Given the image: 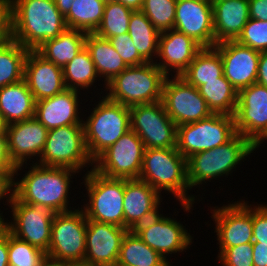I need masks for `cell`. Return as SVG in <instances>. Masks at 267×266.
<instances>
[{"label":"cell","instance_id":"cell-49","mask_svg":"<svg viewBox=\"0 0 267 266\" xmlns=\"http://www.w3.org/2000/svg\"><path fill=\"white\" fill-rule=\"evenodd\" d=\"M0 266H9L8 262V235L0 240Z\"/></svg>","mask_w":267,"mask_h":266},{"label":"cell","instance_id":"cell-32","mask_svg":"<svg viewBox=\"0 0 267 266\" xmlns=\"http://www.w3.org/2000/svg\"><path fill=\"white\" fill-rule=\"evenodd\" d=\"M198 90L212 113L235 115L238 91L225 78L224 74L218 80L204 81Z\"/></svg>","mask_w":267,"mask_h":266},{"label":"cell","instance_id":"cell-40","mask_svg":"<svg viewBox=\"0 0 267 266\" xmlns=\"http://www.w3.org/2000/svg\"><path fill=\"white\" fill-rule=\"evenodd\" d=\"M236 41L259 52L267 51V21L250 18Z\"/></svg>","mask_w":267,"mask_h":266},{"label":"cell","instance_id":"cell-23","mask_svg":"<svg viewBox=\"0 0 267 266\" xmlns=\"http://www.w3.org/2000/svg\"><path fill=\"white\" fill-rule=\"evenodd\" d=\"M161 193L147 182L139 179H125L124 191V228L133 230L159 214Z\"/></svg>","mask_w":267,"mask_h":266},{"label":"cell","instance_id":"cell-8","mask_svg":"<svg viewBox=\"0 0 267 266\" xmlns=\"http://www.w3.org/2000/svg\"><path fill=\"white\" fill-rule=\"evenodd\" d=\"M86 230L87 218L82 208L55 213L46 256L67 266L82 265L86 252Z\"/></svg>","mask_w":267,"mask_h":266},{"label":"cell","instance_id":"cell-42","mask_svg":"<svg viewBox=\"0 0 267 266\" xmlns=\"http://www.w3.org/2000/svg\"><path fill=\"white\" fill-rule=\"evenodd\" d=\"M108 40L128 67L147 63L139 55L128 33L108 38Z\"/></svg>","mask_w":267,"mask_h":266},{"label":"cell","instance_id":"cell-31","mask_svg":"<svg viewBox=\"0 0 267 266\" xmlns=\"http://www.w3.org/2000/svg\"><path fill=\"white\" fill-rule=\"evenodd\" d=\"M128 34L139 55L152 63V57L157 58L160 32L153 26L141 10H134L129 21Z\"/></svg>","mask_w":267,"mask_h":266},{"label":"cell","instance_id":"cell-36","mask_svg":"<svg viewBox=\"0 0 267 266\" xmlns=\"http://www.w3.org/2000/svg\"><path fill=\"white\" fill-rule=\"evenodd\" d=\"M97 77L99 75L86 47L63 67L66 89L78 91L86 88L88 90Z\"/></svg>","mask_w":267,"mask_h":266},{"label":"cell","instance_id":"cell-9","mask_svg":"<svg viewBox=\"0 0 267 266\" xmlns=\"http://www.w3.org/2000/svg\"><path fill=\"white\" fill-rule=\"evenodd\" d=\"M36 164L46 167H67L79 172L94 164L88 154L83 125H67L48 131L46 143Z\"/></svg>","mask_w":267,"mask_h":266},{"label":"cell","instance_id":"cell-34","mask_svg":"<svg viewBox=\"0 0 267 266\" xmlns=\"http://www.w3.org/2000/svg\"><path fill=\"white\" fill-rule=\"evenodd\" d=\"M29 49L8 39L0 43V88L24 79V64Z\"/></svg>","mask_w":267,"mask_h":266},{"label":"cell","instance_id":"cell-18","mask_svg":"<svg viewBox=\"0 0 267 266\" xmlns=\"http://www.w3.org/2000/svg\"><path fill=\"white\" fill-rule=\"evenodd\" d=\"M215 208L211 213L216 224L219 247H233L253 242L251 204L249 206L242 200Z\"/></svg>","mask_w":267,"mask_h":266},{"label":"cell","instance_id":"cell-52","mask_svg":"<svg viewBox=\"0 0 267 266\" xmlns=\"http://www.w3.org/2000/svg\"><path fill=\"white\" fill-rule=\"evenodd\" d=\"M116 1L122 3L123 5L133 10H141L144 3V0H116Z\"/></svg>","mask_w":267,"mask_h":266},{"label":"cell","instance_id":"cell-21","mask_svg":"<svg viewBox=\"0 0 267 266\" xmlns=\"http://www.w3.org/2000/svg\"><path fill=\"white\" fill-rule=\"evenodd\" d=\"M48 131L35 117L6 125L8 154L16 166L15 176L27 159L41 156Z\"/></svg>","mask_w":267,"mask_h":266},{"label":"cell","instance_id":"cell-24","mask_svg":"<svg viewBox=\"0 0 267 266\" xmlns=\"http://www.w3.org/2000/svg\"><path fill=\"white\" fill-rule=\"evenodd\" d=\"M203 47L193 38L175 29L160 33L158 55L162 62L155 64L167 75L174 69L180 76ZM170 70V71H169Z\"/></svg>","mask_w":267,"mask_h":266},{"label":"cell","instance_id":"cell-2","mask_svg":"<svg viewBox=\"0 0 267 266\" xmlns=\"http://www.w3.org/2000/svg\"><path fill=\"white\" fill-rule=\"evenodd\" d=\"M25 172L20 181L11 182V192L24 203L51 209L54 213L71 211L68 208V192L72 174L76 170L67 167H46L36 163Z\"/></svg>","mask_w":267,"mask_h":266},{"label":"cell","instance_id":"cell-28","mask_svg":"<svg viewBox=\"0 0 267 266\" xmlns=\"http://www.w3.org/2000/svg\"><path fill=\"white\" fill-rule=\"evenodd\" d=\"M86 36L84 31L66 28L59 36L46 40L36 51L63 68L85 47Z\"/></svg>","mask_w":267,"mask_h":266},{"label":"cell","instance_id":"cell-7","mask_svg":"<svg viewBox=\"0 0 267 266\" xmlns=\"http://www.w3.org/2000/svg\"><path fill=\"white\" fill-rule=\"evenodd\" d=\"M89 203L83 207L87 220L124 227L125 178H109L91 168L84 177Z\"/></svg>","mask_w":267,"mask_h":266},{"label":"cell","instance_id":"cell-15","mask_svg":"<svg viewBox=\"0 0 267 266\" xmlns=\"http://www.w3.org/2000/svg\"><path fill=\"white\" fill-rule=\"evenodd\" d=\"M184 227L175 219L158 214L137 225L133 231L144 243L166 259L165 255L187 250L192 243V236Z\"/></svg>","mask_w":267,"mask_h":266},{"label":"cell","instance_id":"cell-16","mask_svg":"<svg viewBox=\"0 0 267 266\" xmlns=\"http://www.w3.org/2000/svg\"><path fill=\"white\" fill-rule=\"evenodd\" d=\"M128 229L87 220L83 266H116L121 243Z\"/></svg>","mask_w":267,"mask_h":266},{"label":"cell","instance_id":"cell-39","mask_svg":"<svg viewBox=\"0 0 267 266\" xmlns=\"http://www.w3.org/2000/svg\"><path fill=\"white\" fill-rule=\"evenodd\" d=\"M45 257L43 250L8 234L9 266H38Z\"/></svg>","mask_w":267,"mask_h":266},{"label":"cell","instance_id":"cell-46","mask_svg":"<svg viewBox=\"0 0 267 266\" xmlns=\"http://www.w3.org/2000/svg\"><path fill=\"white\" fill-rule=\"evenodd\" d=\"M248 3L251 19L267 21V0H248Z\"/></svg>","mask_w":267,"mask_h":266},{"label":"cell","instance_id":"cell-22","mask_svg":"<svg viewBox=\"0 0 267 266\" xmlns=\"http://www.w3.org/2000/svg\"><path fill=\"white\" fill-rule=\"evenodd\" d=\"M24 80L35 101L63 92V68L47 61L36 50H29L24 64Z\"/></svg>","mask_w":267,"mask_h":266},{"label":"cell","instance_id":"cell-35","mask_svg":"<svg viewBox=\"0 0 267 266\" xmlns=\"http://www.w3.org/2000/svg\"><path fill=\"white\" fill-rule=\"evenodd\" d=\"M105 5L102 0H74L64 17L67 28L94 33L102 21Z\"/></svg>","mask_w":267,"mask_h":266},{"label":"cell","instance_id":"cell-1","mask_svg":"<svg viewBox=\"0 0 267 266\" xmlns=\"http://www.w3.org/2000/svg\"><path fill=\"white\" fill-rule=\"evenodd\" d=\"M10 16L11 38L29 50L67 28L54 0H10Z\"/></svg>","mask_w":267,"mask_h":266},{"label":"cell","instance_id":"cell-30","mask_svg":"<svg viewBox=\"0 0 267 266\" xmlns=\"http://www.w3.org/2000/svg\"><path fill=\"white\" fill-rule=\"evenodd\" d=\"M223 74L219 51L215 47H203L180 77L198 88L204 81L218 80Z\"/></svg>","mask_w":267,"mask_h":266},{"label":"cell","instance_id":"cell-11","mask_svg":"<svg viewBox=\"0 0 267 266\" xmlns=\"http://www.w3.org/2000/svg\"><path fill=\"white\" fill-rule=\"evenodd\" d=\"M129 108L130 129L142 140L145 149L176 147L177 126L162 101Z\"/></svg>","mask_w":267,"mask_h":266},{"label":"cell","instance_id":"cell-51","mask_svg":"<svg viewBox=\"0 0 267 266\" xmlns=\"http://www.w3.org/2000/svg\"><path fill=\"white\" fill-rule=\"evenodd\" d=\"M54 1L58 10L65 17L69 13L74 0H54Z\"/></svg>","mask_w":267,"mask_h":266},{"label":"cell","instance_id":"cell-56","mask_svg":"<svg viewBox=\"0 0 267 266\" xmlns=\"http://www.w3.org/2000/svg\"><path fill=\"white\" fill-rule=\"evenodd\" d=\"M0 135H6V124L4 120H0Z\"/></svg>","mask_w":267,"mask_h":266},{"label":"cell","instance_id":"cell-38","mask_svg":"<svg viewBox=\"0 0 267 266\" xmlns=\"http://www.w3.org/2000/svg\"><path fill=\"white\" fill-rule=\"evenodd\" d=\"M177 0H144L141 11L161 33L173 29Z\"/></svg>","mask_w":267,"mask_h":266},{"label":"cell","instance_id":"cell-37","mask_svg":"<svg viewBox=\"0 0 267 266\" xmlns=\"http://www.w3.org/2000/svg\"><path fill=\"white\" fill-rule=\"evenodd\" d=\"M133 11V9L117 1L107 3L102 21L94 33L106 39L128 33Z\"/></svg>","mask_w":267,"mask_h":266},{"label":"cell","instance_id":"cell-3","mask_svg":"<svg viewBox=\"0 0 267 266\" xmlns=\"http://www.w3.org/2000/svg\"><path fill=\"white\" fill-rule=\"evenodd\" d=\"M138 179L147 182L159 193L162 190L172 193L185 211L193 207L195 196H187L190 189L187 159L176 147L145 149Z\"/></svg>","mask_w":267,"mask_h":266},{"label":"cell","instance_id":"cell-20","mask_svg":"<svg viewBox=\"0 0 267 266\" xmlns=\"http://www.w3.org/2000/svg\"><path fill=\"white\" fill-rule=\"evenodd\" d=\"M221 56L225 78L239 92L256 83L260 52L236 40L214 46Z\"/></svg>","mask_w":267,"mask_h":266},{"label":"cell","instance_id":"cell-13","mask_svg":"<svg viewBox=\"0 0 267 266\" xmlns=\"http://www.w3.org/2000/svg\"><path fill=\"white\" fill-rule=\"evenodd\" d=\"M144 151V143L130 129L94 161L93 169L109 178L138 179Z\"/></svg>","mask_w":267,"mask_h":266},{"label":"cell","instance_id":"cell-57","mask_svg":"<svg viewBox=\"0 0 267 266\" xmlns=\"http://www.w3.org/2000/svg\"><path fill=\"white\" fill-rule=\"evenodd\" d=\"M105 4H107V3H111V2H114V1H116V0H102Z\"/></svg>","mask_w":267,"mask_h":266},{"label":"cell","instance_id":"cell-14","mask_svg":"<svg viewBox=\"0 0 267 266\" xmlns=\"http://www.w3.org/2000/svg\"><path fill=\"white\" fill-rule=\"evenodd\" d=\"M169 78L165 79L161 101L176 126L197 122L213 114L198 88L180 76Z\"/></svg>","mask_w":267,"mask_h":266},{"label":"cell","instance_id":"cell-50","mask_svg":"<svg viewBox=\"0 0 267 266\" xmlns=\"http://www.w3.org/2000/svg\"><path fill=\"white\" fill-rule=\"evenodd\" d=\"M11 182L2 174H0V200L4 197L6 198V194L11 192Z\"/></svg>","mask_w":267,"mask_h":266},{"label":"cell","instance_id":"cell-29","mask_svg":"<svg viewBox=\"0 0 267 266\" xmlns=\"http://www.w3.org/2000/svg\"><path fill=\"white\" fill-rule=\"evenodd\" d=\"M85 47L96 67L99 78L105 77V85L128 67L106 38L95 33H87Z\"/></svg>","mask_w":267,"mask_h":266},{"label":"cell","instance_id":"cell-10","mask_svg":"<svg viewBox=\"0 0 267 266\" xmlns=\"http://www.w3.org/2000/svg\"><path fill=\"white\" fill-rule=\"evenodd\" d=\"M235 134L234 116L213 113L197 122L177 126L176 148L187 159L225 144Z\"/></svg>","mask_w":267,"mask_h":266},{"label":"cell","instance_id":"cell-55","mask_svg":"<svg viewBox=\"0 0 267 266\" xmlns=\"http://www.w3.org/2000/svg\"><path fill=\"white\" fill-rule=\"evenodd\" d=\"M267 139V129L266 131L253 143L255 150L260 147L259 145L263 143L264 140Z\"/></svg>","mask_w":267,"mask_h":266},{"label":"cell","instance_id":"cell-33","mask_svg":"<svg viewBox=\"0 0 267 266\" xmlns=\"http://www.w3.org/2000/svg\"><path fill=\"white\" fill-rule=\"evenodd\" d=\"M167 260L144 243L133 230L123 237L116 266H162Z\"/></svg>","mask_w":267,"mask_h":266},{"label":"cell","instance_id":"cell-6","mask_svg":"<svg viewBox=\"0 0 267 266\" xmlns=\"http://www.w3.org/2000/svg\"><path fill=\"white\" fill-rule=\"evenodd\" d=\"M85 144L93 162L130 130V108L106 96L83 121Z\"/></svg>","mask_w":267,"mask_h":266},{"label":"cell","instance_id":"cell-48","mask_svg":"<svg viewBox=\"0 0 267 266\" xmlns=\"http://www.w3.org/2000/svg\"><path fill=\"white\" fill-rule=\"evenodd\" d=\"M256 83L267 87V51L260 52Z\"/></svg>","mask_w":267,"mask_h":266},{"label":"cell","instance_id":"cell-45","mask_svg":"<svg viewBox=\"0 0 267 266\" xmlns=\"http://www.w3.org/2000/svg\"><path fill=\"white\" fill-rule=\"evenodd\" d=\"M11 38L10 0H0V43Z\"/></svg>","mask_w":267,"mask_h":266},{"label":"cell","instance_id":"cell-12","mask_svg":"<svg viewBox=\"0 0 267 266\" xmlns=\"http://www.w3.org/2000/svg\"><path fill=\"white\" fill-rule=\"evenodd\" d=\"M7 197L13 214V222L9 223L10 234L46 253L49 249L55 213L48 208L21 202L11 192Z\"/></svg>","mask_w":267,"mask_h":266},{"label":"cell","instance_id":"cell-5","mask_svg":"<svg viewBox=\"0 0 267 266\" xmlns=\"http://www.w3.org/2000/svg\"><path fill=\"white\" fill-rule=\"evenodd\" d=\"M253 151V143L236 133L225 144L191 155L187 158V180L190 189L218 176H228L232 169Z\"/></svg>","mask_w":267,"mask_h":266},{"label":"cell","instance_id":"cell-41","mask_svg":"<svg viewBox=\"0 0 267 266\" xmlns=\"http://www.w3.org/2000/svg\"><path fill=\"white\" fill-rule=\"evenodd\" d=\"M218 259L223 266H254L253 242L233 247H219Z\"/></svg>","mask_w":267,"mask_h":266},{"label":"cell","instance_id":"cell-43","mask_svg":"<svg viewBox=\"0 0 267 266\" xmlns=\"http://www.w3.org/2000/svg\"><path fill=\"white\" fill-rule=\"evenodd\" d=\"M253 242L267 244V204L252 208Z\"/></svg>","mask_w":267,"mask_h":266},{"label":"cell","instance_id":"cell-27","mask_svg":"<svg viewBox=\"0 0 267 266\" xmlns=\"http://www.w3.org/2000/svg\"><path fill=\"white\" fill-rule=\"evenodd\" d=\"M35 102L24 79L0 88V115L6 125L34 117Z\"/></svg>","mask_w":267,"mask_h":266},{"label":"cell","instance_id":"cell-4","mask_svg":"<svg viewBox=\"0 0 267 266\" xmlns=\"http://www.w3.org/2000/svg\"><path fill=\"white\" fill-rule=\"evenodd\" d=\"M166 77L155 62L130 66L106 84V97L128 107L161 101Z\"/></svg>","mask_w":267,"mask_h":266},{"label":"cell","instance_id":"cell-53","mask_svg":"<svg viewBox=\"0 0 267 266\" xmlns=\"http://www.w3.org/2000/svg\"><path fill=\"white\" fill-rule=\"evenodd\" d=\"M0 213V240L5 238L10 233L9 223L5 222L3 216Z\"/></svg>","mask_w":267,"mask_h":266},{"label":"cell","instance_id":"cell-26","mask_svg":"<svg viewBox=\"0 0 267 266\" xmlns=\"http://www.w3.org/2000/svg\"><path fill=\"white\" fill-rule=\"evenodd\" d=\"M213 6L215 45L237 40L250 19L248 0L211 1Z\"/></svg>","mask_w":267,"mask_h":266},{"label":"cell","instance_id":"cell-58","mask_svg":"<svg viewBox=\"0 0 267 266\" xmlns=\"http://www.w3.org/2000/svg\"><path fill=\"white\" fill-rule=\"evenodd\" d=\"M169 263L170 262L166 261L162 266H171Z\"/></svg>","mask_w":267,"mask_h":266},{"label":"cell","instance_id":"cell-17","mask_svg":"<svg viewBox=\"0 0 267 266\" xmlns=\"http://www.w3.org/2000/svg\"><path fill=\"white\" fill-rule=\"evenodd\" d=\"M236 133L254 143L267 129V87L258 83L238 92Z\"/></svg>","mask_w":267,"mask_h":266},{"label":"cell","instance_id":"cell-47","mask_svg":"<svg viewBox=\"0 0 267 266\" xmlns=\"http://www.w3.org/2000/svg\"><path fill=\"white\" fill-rule=\"evenodd\" d=\"M252 256L254 266H267V244L253 242Z\"/></svg>","mask_w":267,"mask_h":266},{"label":"cell","instance_id":"cell-54","mask_svg":"<svg viewBox=\"0 0 267 266\" xmlns=\"http://www.w3.org/2000/svg\"><path fill=\"white\" fill-rule=\"evenodd\" d=\"M38 266H67V265L57 262L46 256Z\"/></svg>","mask_w":267,"mask_h":266},{"label":"cell","instance_id":"cell-19","mask_svg":"<svg viewBox=\"0 0 267 266\" xmlns=\"http://www.w3.org/2000/svg\"><path fill=\"white\" fill-rule=\"evenodd\" d=\"M173 29L193 38L202 47H214L211 0H177Z\"/></svg>","mask_w":267,"mask_h":266},{"label":"cell","instance_id":"cell-44","mask_svg":"<svg viewBox=\"0 0 267 266\" xmlns=\"http://www.w3.org/2000/svg\"><path fill=\"white\" fill-rule=\"evenodd\" d=\"M16 166L10 160L7 147V136L0 135V174L4 175L10 182L15 178Z\"/></svg>","mask_w":267,"mask_h":266},{"label":"cell","instance_id":"cell-25","mask_svg":"<svg viewBox=\"0 0 267 266\" xmlns=\"http://www.w3.org/2000/svg\"><path fill=\"white\" fill-rule=\"evenodd\" d=\"M79 92L65 89L50 98L35 102V118L48 130L67 125H83L79 117Z\"/></svg>","mask_w":267,"mask_h":266}]
</instances>
